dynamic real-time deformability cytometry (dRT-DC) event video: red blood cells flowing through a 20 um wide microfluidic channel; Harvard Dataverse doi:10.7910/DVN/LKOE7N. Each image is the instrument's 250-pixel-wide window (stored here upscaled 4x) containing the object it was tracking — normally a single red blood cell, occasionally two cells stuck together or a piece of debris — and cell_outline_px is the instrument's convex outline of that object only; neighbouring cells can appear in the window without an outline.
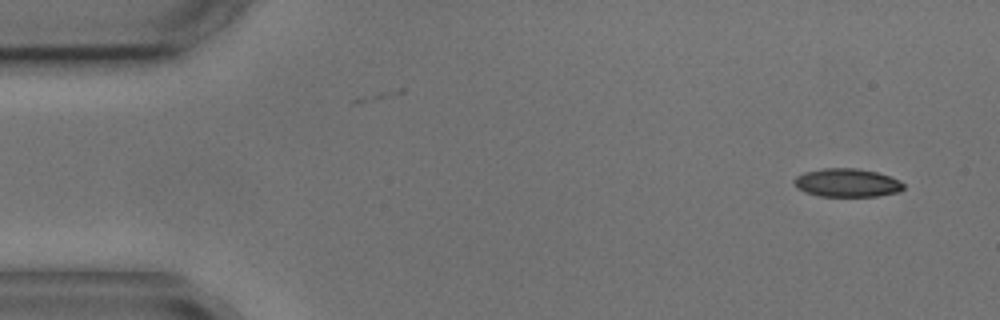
{"species": "common noctule bat (a hibernating species)", "species_latin": "Nyctalus noctula", "temperature_condition": "cold", "stored_images_in_passage": 2, "camera_frame_rate_fps": 3000, "um_per_image_px": 0.085, "animal": {"sex": "male", "body_mass_g": 17.9, "forearm_length_mm": 54.2}, "frame": {"image": 1, "passage_image": 2, "time_ms": 1.333, "image_size_px": [1000, 320], "cell_outline_px": [[904, 188], [900, 192], [876, 196], [820, 196], [804, 192], [796, 188], [792, 180], [796, 176], [804, 172], [824, 168], [856, 168], [876, 172], [900, 180], [904, 184]], "centroid_in_image_um": [71.97, 15.54], "position_along_channel_um": 13.0, "area_um2": 18.21}}